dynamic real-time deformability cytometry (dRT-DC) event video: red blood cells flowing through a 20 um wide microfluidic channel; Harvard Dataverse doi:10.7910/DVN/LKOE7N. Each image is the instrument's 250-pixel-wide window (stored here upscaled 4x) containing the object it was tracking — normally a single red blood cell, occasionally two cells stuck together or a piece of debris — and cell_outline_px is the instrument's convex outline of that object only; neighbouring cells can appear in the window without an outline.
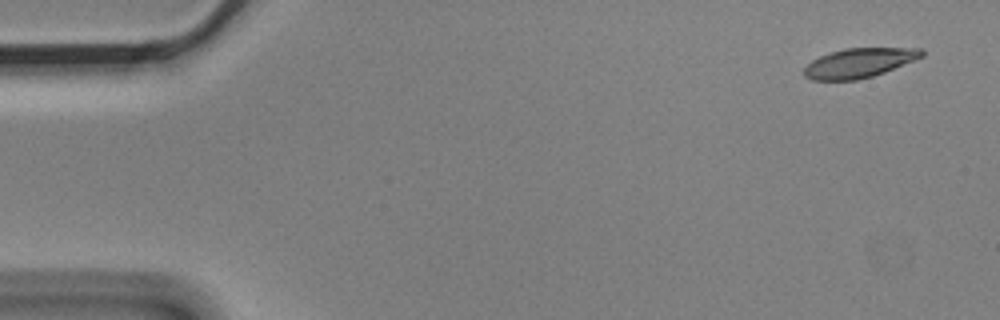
{"species": "Egyptian fruit bat (a non-hibernating species)", "species_latin": "Rousettus aegyptiacus", "temperature_condition": "cold", "stored_images_in_passage": 5, "camera_frame_rate_fps": 3000, "um_per_image_px": 0.085, "animal": {"sex": "male"}, "frame": {"image": 1, "passage_image": 1, "time_ms": 0.0, "image_size_px": [1000, 320], "cell_outline_px": [[924, 56], [884, 72], [872, 76], [856, 80], [812, 80], [804, 76], [804, 68], [812, 60], [820, 56], [844, 48], [920, 48], [924, 52]], "centroid_in_image_um": [73.01, 5.35], "position_along_channel_um": 12.0, "area_um2": 20.0}}
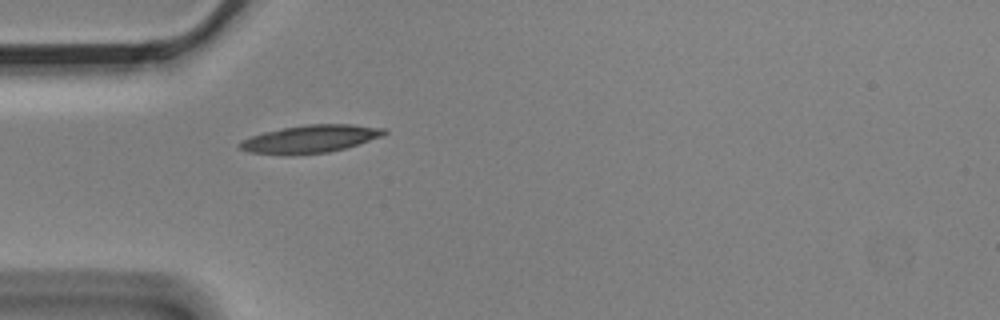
{"frame": {"image": 2, "passage_image": 5, "time_ms": 1.333, "image_size_px": [1000, 320], "cell_outline_px": [[388, 132], [380, 136], [344, 148], [328, 152], [288, 156], [248, 152], [240, 148], [236, 144], [252, 136], [264, 132], [284, 128], [308, 124], [352, 124], [384, 128]], "centroid_in_image_um": [26.32, 11.82], "position_along_channel_um": 58.7, "area_um2": 23.18}}